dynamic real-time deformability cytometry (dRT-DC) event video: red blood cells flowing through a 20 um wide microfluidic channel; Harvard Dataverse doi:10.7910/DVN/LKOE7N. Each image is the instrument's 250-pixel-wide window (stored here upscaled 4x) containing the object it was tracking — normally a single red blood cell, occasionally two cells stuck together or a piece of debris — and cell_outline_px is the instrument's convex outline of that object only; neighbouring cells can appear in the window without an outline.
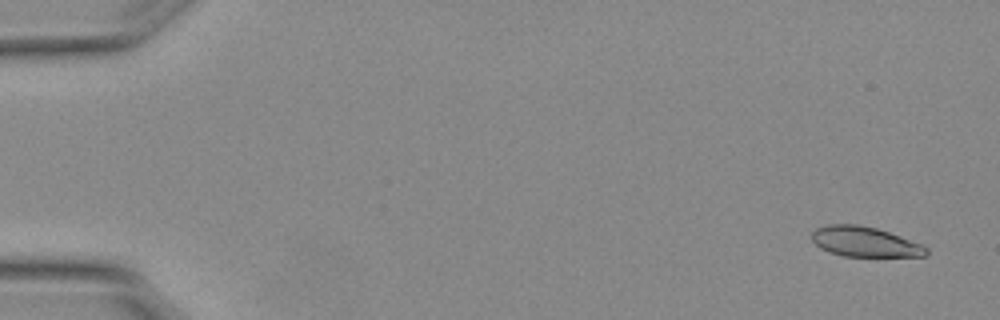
{"species": "Egyptian fruit bat (a non-hibernating species)", "species_latin": "Rousettus aegyptiacus", "temperature_condition": "warm", "stored_images_in_passage": 5, "camera_frame_rate_fps": 3000, "um_per_image_px": 0.085, "animal": {"sex": "female"}, "frame": {"image": 1, "passage_image": 1, "time_ms": 0.0, "image_size_px": [1000, 320], "cell_outline_px": [[928, 252], [924, 256], [844, 256], [828, 252], [820, 248], [812, 240], [812, 232], [816, 228], [828, 224], [856, 224], [876, 228], [900, 236], [920, 244], [928, 248]], "centroid_in_image_um": [73.47, 20.55], "position_along_channel_um": 11.5, "area_um2": 19.88}}
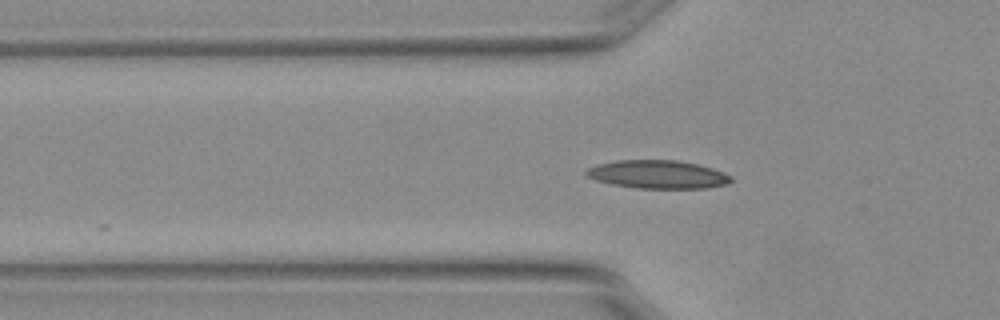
{"frame": {"image": 2, "passage_image": 5, "time_ms": 1.333, "image_size_px": [1000, 320], "cell_outline_px": [[732, 180], [728, 184], [708, 188], [636, 188], [612, 184], [596, 180], [584, 176], [584, 172], [588, 168], [596, 164], [616, 160], [676, 160], [696, 164], [712, 168], [724, 172], [732, 176]], "centroid_in_image_um": [55.89, 14.82], "position_along_channel_um": 69.9, "area_um2": 23.99}}